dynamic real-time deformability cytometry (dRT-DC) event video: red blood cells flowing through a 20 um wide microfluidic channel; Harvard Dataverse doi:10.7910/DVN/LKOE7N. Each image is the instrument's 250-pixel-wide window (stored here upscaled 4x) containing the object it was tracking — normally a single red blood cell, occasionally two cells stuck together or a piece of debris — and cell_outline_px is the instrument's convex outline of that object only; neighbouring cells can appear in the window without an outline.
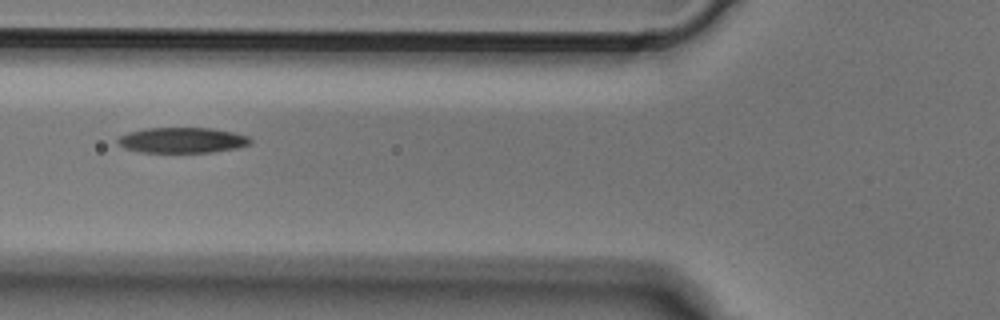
{"species": "Egyptian fruit bat (a non-hibernating species)", "species_latin": "Rousettus aegyptiacus", "temperature_condition": "cold", "stored_images_in_passage": 5, "camera_frame_rate_fps": 3000, "um_per_image_px": 0.085, "animal": {"sex": "male"}, "frame": {"image": 1, "passage_image": 4, "time_ms": 1.0, "image_size_px": [1000, 320], "cell_outline_px": [[252, 140], [248, 144], [240, 148], [212, 152], [140, 152], [124, 148], [116, 140], [120, 136], [128, 132], [144, 128], [212, 128], [232, 132], [248, 136]], "centroid_in_image_um": [15.49, 11.91], "position_along_channel_um": 110.3, "area_um2": 19.71}}
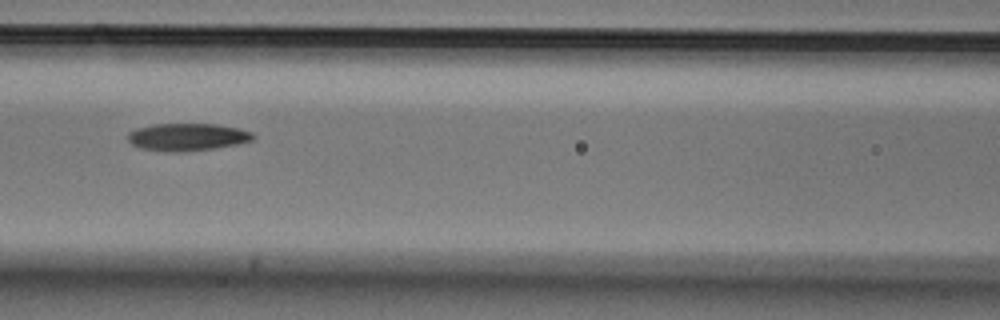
{"frame": {"image": 2, "passage_image": 5, "time_ms": 1.333, "image_size_px": [1000, 320], "cell_outline_px": [[256, 136], [252, 140], [240, 144], [216, 148], [180, 152], [164, 152], [140, 148], [132, 144], [128, 140], [128, 132], [136, 128], [152, 124], [216, 124], [236, 128], [252, 132]], "centroid_in_image_um": [15.91, 11.65], "position_along_channel_um": 150.7, "area_um2": 20.23}}